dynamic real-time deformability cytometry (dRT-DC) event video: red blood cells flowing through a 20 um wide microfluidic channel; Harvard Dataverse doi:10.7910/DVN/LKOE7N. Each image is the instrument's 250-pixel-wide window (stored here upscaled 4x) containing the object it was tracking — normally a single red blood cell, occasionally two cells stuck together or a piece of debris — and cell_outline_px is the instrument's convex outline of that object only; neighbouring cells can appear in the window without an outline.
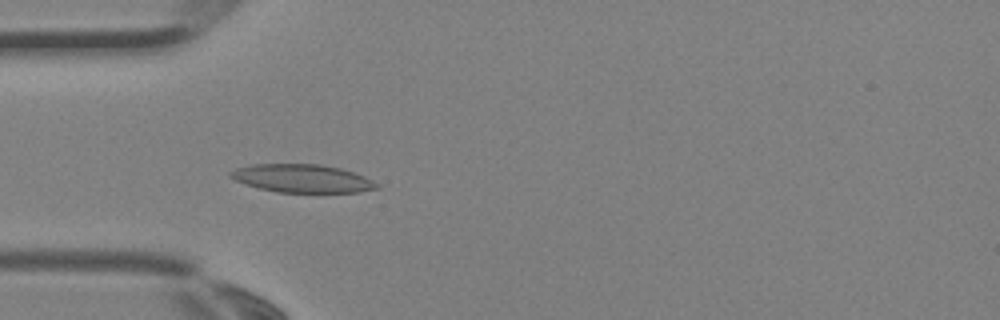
{"species": "Egyptian fruit bat (a non-hibernating species)", "species_latin": "Rousettus aegyptiacus", "temperature_condition": "room temperature", "stored_images_in_passage": 4, "camera_frame_rate_fps": 3000, "um_per_image_px": 0.085, "animal": {"sex": "female"}, "frame": {"image": 1, "passage_image": 4, "time_ms": 1.0, "image_size_px": [1000, 320], "cell_outline_px": [[380, 188], [360, 192], [276, 192], [260, 188], [236, 180], [228, 176], [228, 172], [236, 168], [252, 164], [320, 164], [340, 168], [364, 176], [380, 184]], "centroid_in_image_um": [25.71, 15.16], "position_along_channel_um": 59.3, "area_um2": 23.93}}